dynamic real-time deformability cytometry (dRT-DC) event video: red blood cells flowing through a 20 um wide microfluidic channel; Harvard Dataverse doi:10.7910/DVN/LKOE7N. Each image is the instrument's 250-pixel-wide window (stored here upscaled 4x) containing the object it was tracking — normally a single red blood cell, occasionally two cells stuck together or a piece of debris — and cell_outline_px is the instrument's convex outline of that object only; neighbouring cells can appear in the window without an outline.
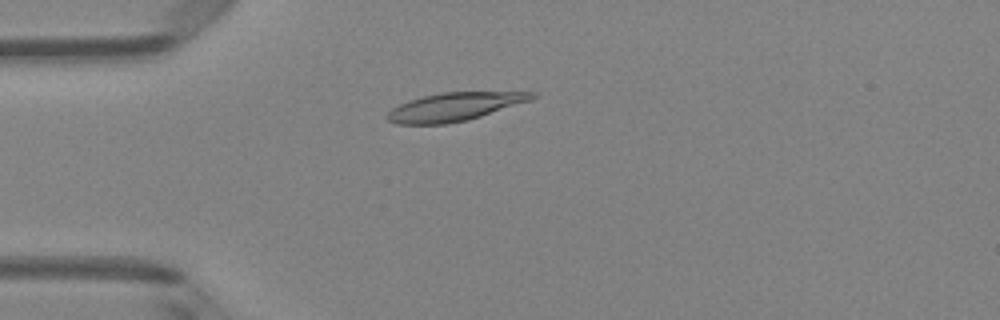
{"species": "Egyptian fruit bat (a non-hibernating species)", "species_latin": "Rousettus aegyptiacus", "temperature_condition": "room temperature", "stored_images_in_passage": 1, "camera_frame_rate_fps": 3000, "um_per_image_px": 0.085, "animal": {"sex": "female"}, "frame": {"image": 1, "passage_image": 1, "time_ms": 0.0, "image_size_px": [1000, 320], "cell_outline_px": [[536, 96], [528, 100], [468, 120], [444, 124], [396, 124], [388, 120], [384, 116], [392, 108], [400, 104], [424, 96], [440, 92], [536, 92]], "centroid_in_image_um": [38.56, 9.08], "position_along_channel_um": 46.4, "area_um2": 23.35}}